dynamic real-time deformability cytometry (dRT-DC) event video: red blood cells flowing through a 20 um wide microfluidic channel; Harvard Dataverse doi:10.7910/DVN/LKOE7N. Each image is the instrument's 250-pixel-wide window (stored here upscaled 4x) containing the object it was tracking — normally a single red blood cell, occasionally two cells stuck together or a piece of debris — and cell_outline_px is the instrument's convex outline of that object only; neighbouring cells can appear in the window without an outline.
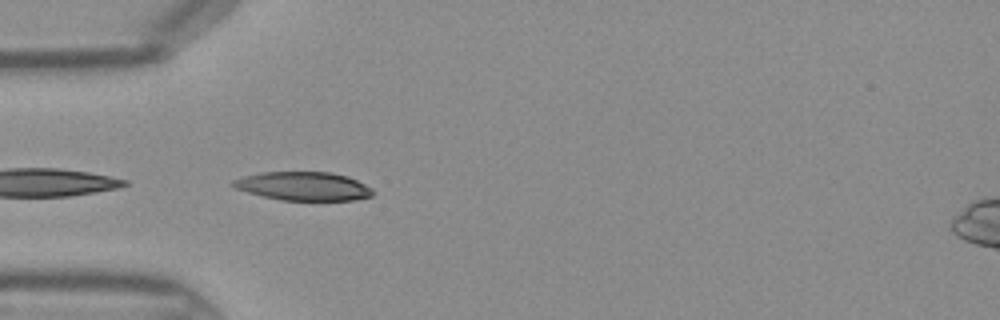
{"species": "Egyptian fruit bat (a non-hibernating species)", "species_latin": "Rousettus aegyptiacus", "temperature_condition": "warm", "stored_images_in_passage": 9, "camera_frame_rate_fps": 3000, "um_per_image_px": 0.085, "frame": {"image": 1, "passage_image": 1, "time_ms": 0.0, "image_size_px": [1000, 320], "cell_outline_px": [[376, 192], [372, 196], [352, 200], [280, 200], [248, 192], [236, 188], [232, 184], [232, 180], [244, 176], [260, 172], [332, 172], [348, 176], [372, 188]], "centroid_in_image_um": [25.82, 15.82], "position_along_channel_um": 59.2, "area_um2": 23.24}}
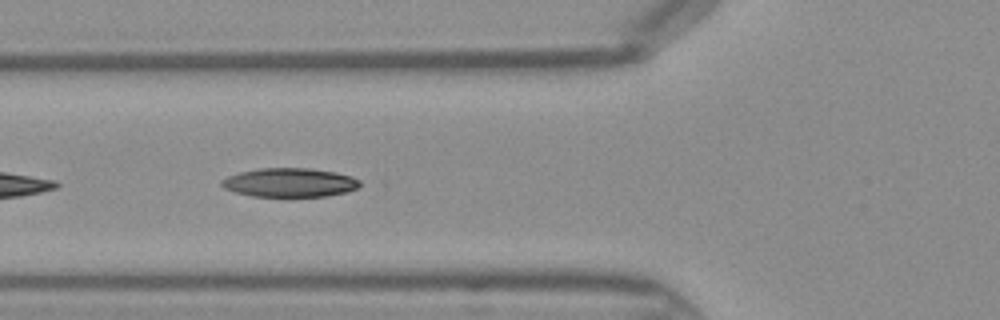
{"frame": {"image": 2, "passage_image": 4, "time_ms": 1.0, "image_size_px": [1000, 320], "cell_outline_px": [[360, 184], [356, 188], [348, 192], [324, 196], [288, 200], [284, 200], [252, 196], [236, 192], [224, 188], [220, 184], [220, 180], [228, 176], [240, 172], [260, 168], [312, 168], [336, 172], [352, 176], [360, 180]], "centroid_in_image_um": [24.62, 15.56], "position_along_channel_um": 101.2, "area_um2": 24.39}}
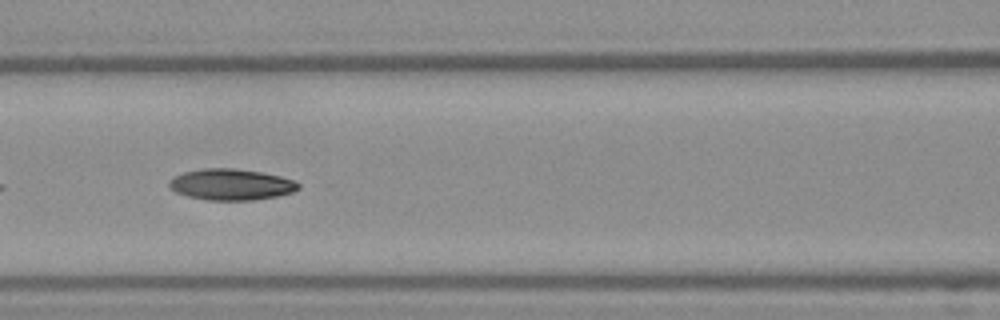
{"frame": {"image": 3, "passage_image": 7, "time_ms": 2.0, "image_size_px": [1000, 320], "cell_outline_px": [[300, 188], [292, 192], [276, 196], [252, 200], [208, 200], [188, 196], [176, 192], [168, 188], [168, 180], [184, 172], [204, 168], [232, 168], [260, 172], [280, 176], [296, 180], [300, 184]], "centroid_in_image_um": [19.64, 15.68], "position_along_channel_um": 147.0, "area_um2": 23.47}}